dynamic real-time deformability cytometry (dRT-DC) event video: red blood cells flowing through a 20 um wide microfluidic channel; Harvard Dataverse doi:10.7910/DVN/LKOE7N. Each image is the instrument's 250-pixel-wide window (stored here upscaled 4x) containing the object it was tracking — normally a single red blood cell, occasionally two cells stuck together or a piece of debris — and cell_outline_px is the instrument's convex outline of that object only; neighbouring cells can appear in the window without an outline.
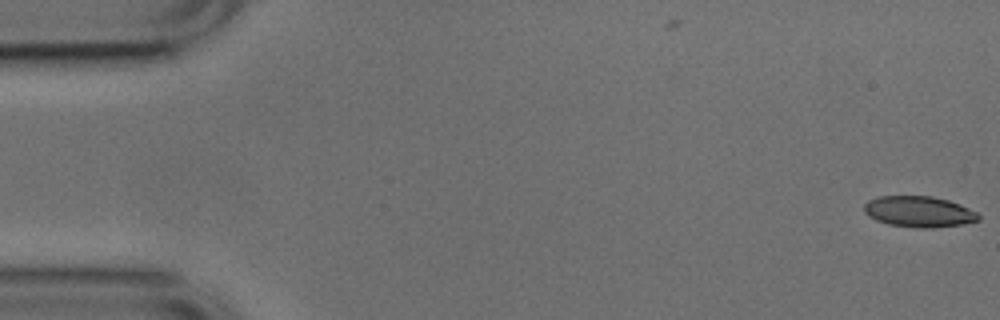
{"species": "common noctule bat (a hibernating species)", "species_latin": "Nyctalus noctula", "temperature_condition": "cold", "stored_images_in_passage": 53, "camera_frame_rate_fps": 3000, "um_per_image_px": 0.085, "animal": {"sex": "male", "body_mass_g": 17.9, "forearm_length_mm": 54.2}, "frame": {"image": 1, "passage_image": 1, "time_ms": 0.0, "image_size_px": [1000, 320], "cell_outline_px": [[980, 220], [964, 224], [932, 228], [916, 228], [888, 224], [876, 220], [868, 216], [864, 212], [864, 204], [868, 200], [880, 196], [932, 196], [948, 200], [960, 204], [976, 212], [980, 216]], "centroid_in_image_um": [78.11, 17.99], "position_along_channel_um": 6.9, "area_um2": 20.75}}
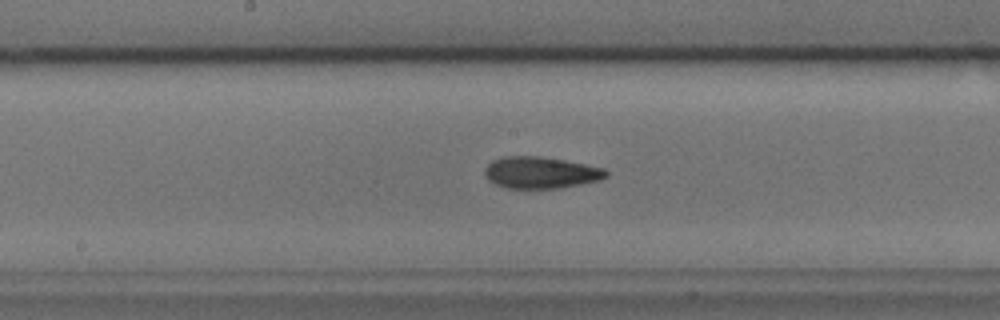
{"frame": {"image": 2, "passage_image": 27, "time_ms": 8.667, "image_size_px": [1000, 320], "cell_outline_px": [[608, 176], [600, 180], [560, 188], [508, 188], [496, 184], [488, 180], [484, 176], [484, 168], [492, 160], [500, 156], [540, 156], [564, 160], [604, 168], [608, 172]], "centroid_in_image_um": [45.93, 14.66], "position_along_channel_um": 202.3, "area_um2": 22.48}}
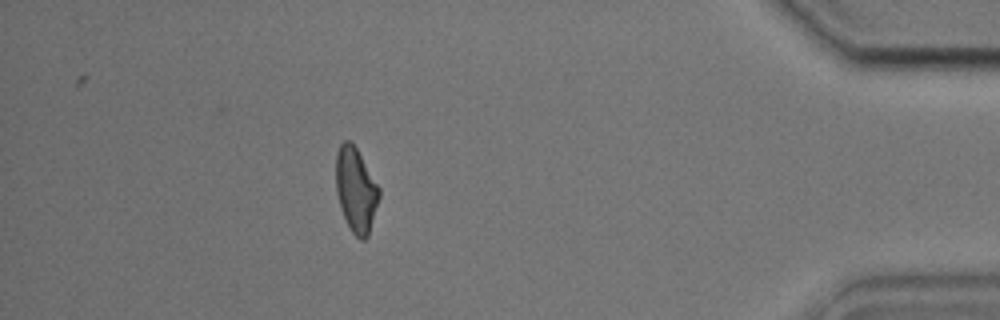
{"frame": {"image": 3, "passage_image": 47, "time_ms": 15.333, "image_size_px": [1000, 320], "cell_outline_px": [[380, 196], [368, 236], [364, 240], [360, 240], [352, 232], [344, 216], [336, 192], [336, 152], [340, 144], [344, 140], [348, 140], [356, 148], [380, 188]], "centroid_in_image_um": [30.25, 16.14], "position_along_channel_um": 404.9, "area_um2": 21.04}, "authors_computed_cell_mechanics": {"area_um2": 21.5594, "velocity_mm_per_s": 3.7735, "shape_relaxation_time_tau1_ms": 5.0822, "shape_relaxation_time_tau2_ms": 2.6639, "deformation_change_tau1": 0.1412, "deformation_change_tau2": 0.0973}}